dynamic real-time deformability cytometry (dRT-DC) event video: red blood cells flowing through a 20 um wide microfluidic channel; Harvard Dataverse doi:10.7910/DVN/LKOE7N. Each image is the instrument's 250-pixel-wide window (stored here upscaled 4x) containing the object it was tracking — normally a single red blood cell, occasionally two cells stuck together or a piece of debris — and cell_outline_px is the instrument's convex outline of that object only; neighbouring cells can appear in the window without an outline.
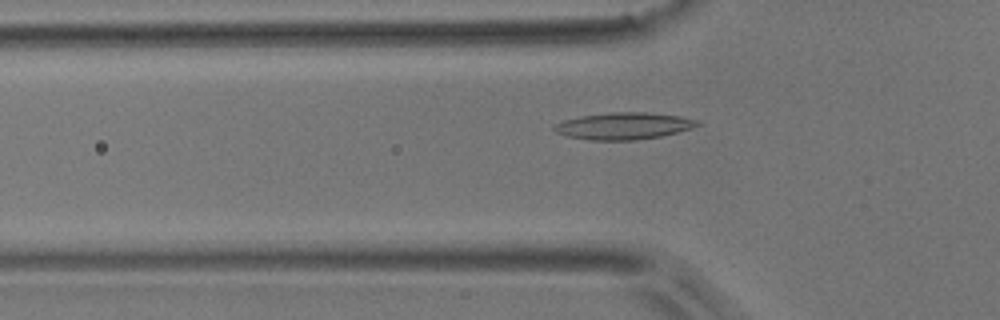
{"species": "common noctule bat (a hibernating species)", "species_latin": "Nyctalus noctula", "temperature_condition": "room temperature", "stored_images_in_passage": 51, "camera_frame_rate_fps": 3000, "um_per_image_px": 0.085, "animal": {"sex": "male", "body_mass_g": 17.9}, "frame": {"image": 1, "passage_image": 14, "time_ms": 4.333, "image_size_px": [1000, 320], "cell_outline_px": [[700, 124], [692, 128], [660, 136], [632, 140], [592, 140], [568, 136], [556, 132], [552, 128], [552, 124], [564, 120], [580, 116], [612, 112], [644, 112], [680, 116], [700, 120]], "centroid_in_image_um": [52.99, 10.69], "position_along_channel_um": 72.8, "area_um2": 22.31}}
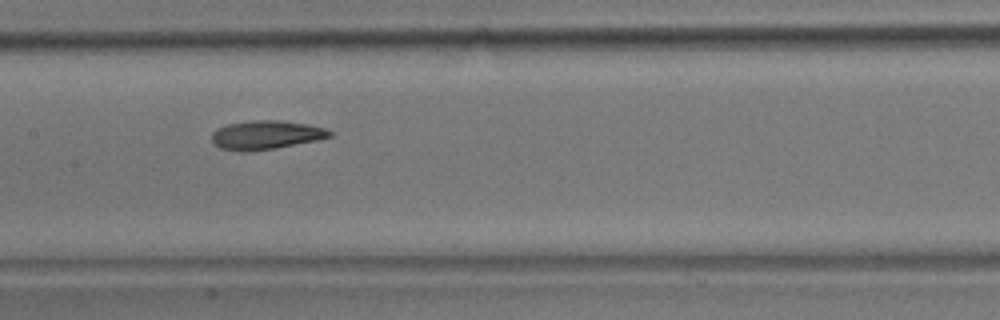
{"frame": {"image": 2, "passage_image": 23, "time_ms": 7.333, "image_size_px": [1000, 320], "cell_outline_px": [[332, 136], [316, 140], [276, 148], [248, 152], [240, 152], [220, 148], [212, 144], [212, 132], [216, 128], [228, 124], [252, 120], [280, 120], [308, 124], [324, 128], [332, 132]], "centroid_in_image_um": [22.56, 11.47], "position_along_channel_um": 184.8, "area_um2": 19.94}}
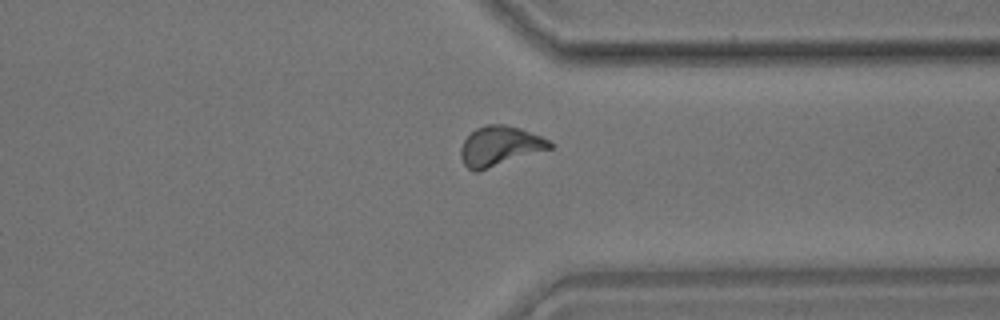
{"frame": {"image": 3, "passage_image": 38, "time_ms": 12.333, "image_size_px": [1000, 320], "cell_outline_px": [[552, 148], [476, 172], [472, 172], [464, 164], [460, 156], [460, 148], [464, 140], [476, 128], [488, 124], [504, 124], [520, 128], [540, 136], [548, 140], [552, 144]], "centroid_in_image_um": [42.45, 12.42], "position_along_channel_um": 369.0, "area_um2": 20.4}, "authors_computed_cell_mechanics": {"area_um2": 19.8832, "velocity_mm_per_s": 3.7043, "shape_relaxation_time_tau1_ms": 6.7416, "shape_relaxation_time_tau2_ms": 2.6195, "deformation_change_tau1": 0.1883, "deformation_change_tau2": 0.1008}}